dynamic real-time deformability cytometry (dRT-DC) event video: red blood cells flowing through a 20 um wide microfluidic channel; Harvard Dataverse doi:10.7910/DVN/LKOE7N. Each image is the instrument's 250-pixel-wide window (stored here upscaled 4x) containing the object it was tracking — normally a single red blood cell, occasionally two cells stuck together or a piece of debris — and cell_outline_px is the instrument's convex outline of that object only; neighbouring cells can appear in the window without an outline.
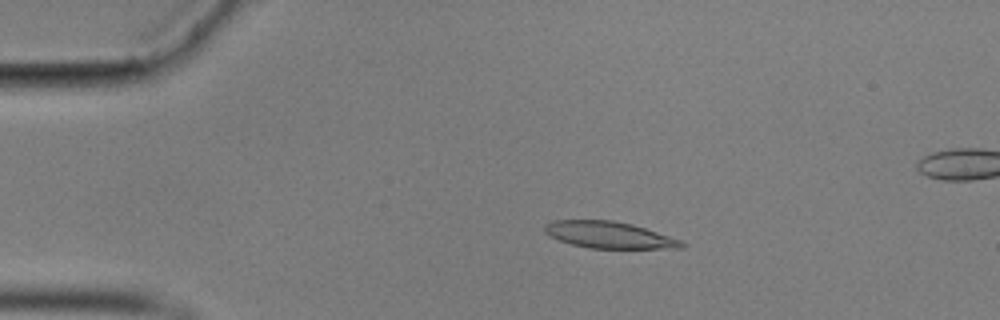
{"species": "common noctule bat (a hibernating species)", "species_latin": "Nyctalus noctula", "temperature_condition": "cold", "stored_images_in_passage": 47, "segment_of_instrument_passage": [1, 2], "camera_frame_rate_fps": 3000, "um_per_image_px": 0.085, "animal": {"sex": "male", "body_mass_g": 17.9}, "frame": {"image": 1, "passage_image": 1, "time_ms": 0.0, "image_size_px": [1000, 320], "cell_outline_px": [[688, 244], [684, 248], [588, 248], [572, 244], [560, 240], [544, 232], [544, 224], [552, 220], [612, 220], [632, 224], [684, 240]], "centroid_in_image_um": [51.83, 19.97], "position_along_channel_um": 33.2, "area_um2": 21.39}}
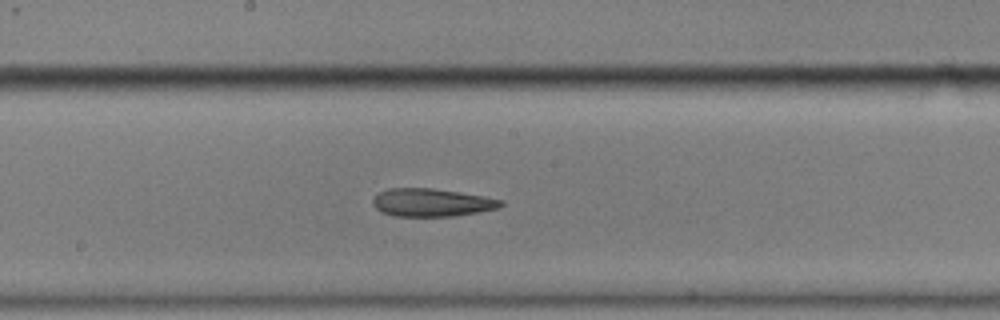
{"frame": {"image": 2, "passage_image": 20, "time_ms": 6.333, "image_size_px": [1000, 320], "cell_outline_px": [[504, 204], [496, 208], [476, 212], [452, 216], [396, 216], [380, 212], [372, 204], [372, 200], [380, 192], [388, 188], [432, 188], [460, 192], [484, 196], [504, 200]], "centroid_in_image_um": [36.67, 17.21], "position_along_channel_um": 211.5, "area_um2": 20.75}}
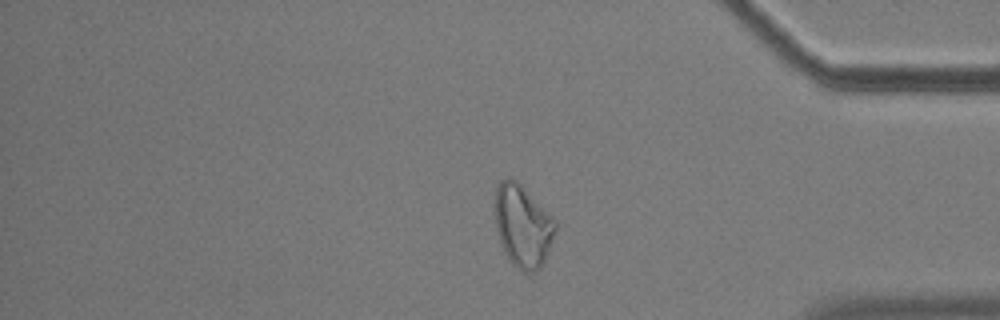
{"frame": {"image": 3, "passage_image": 37, "time_ms": 12.0, "image_size_px": [1000, 320], "cell_outline_px": [[556, 228], [548, 252], [540, 268], [536, 272], [524, 272], [512, 264], [504, 252], [496, 228], [496, 188], [500, 180], [508, 176], [516, 180], [556, 220]], "centroid_in_image_um": [44.44, 19.21], "position_along_channel_um": 390.8, "area_um2": 28.61}}